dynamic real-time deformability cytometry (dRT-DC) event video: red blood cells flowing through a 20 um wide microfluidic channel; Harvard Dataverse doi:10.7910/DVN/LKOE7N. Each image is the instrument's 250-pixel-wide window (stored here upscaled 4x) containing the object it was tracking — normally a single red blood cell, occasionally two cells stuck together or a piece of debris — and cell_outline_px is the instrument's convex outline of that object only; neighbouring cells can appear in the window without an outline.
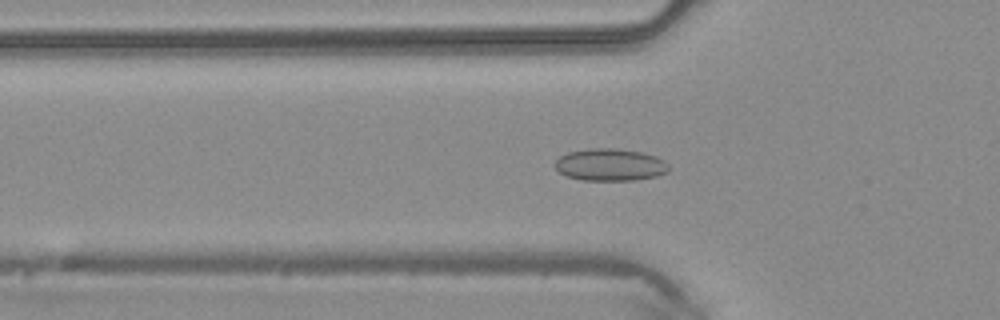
{"species": "common noctule bat (a hibernating species)", "species_latin": "Nyctalus noctula", "temperature_condition": "warm", "stored_images_in_passage": 47, "camera_frame_rate_fps": 3000, "um_per_image_px": 0.085, "animal": {"sex": "male", "body_mass_g": 20.4}, "frame": {"image": 1, "passage_image": 15, "time_ms": 4.667, "image_size_px": [1000, 320], "cell_outline_px": [[668, 172], [656, 176], [636, 180], [580, 180], [568, 176], [560, 172], [552, 164], [560, 156], [568, 152], [588, 148], [616, 148], [644, 152], [656, 156], [664, 160], [668, 164]], "centroid_in_image_um": [51.86, 13.99], "position_along_channel_um": 73.9, "area_um2": 21.56}}
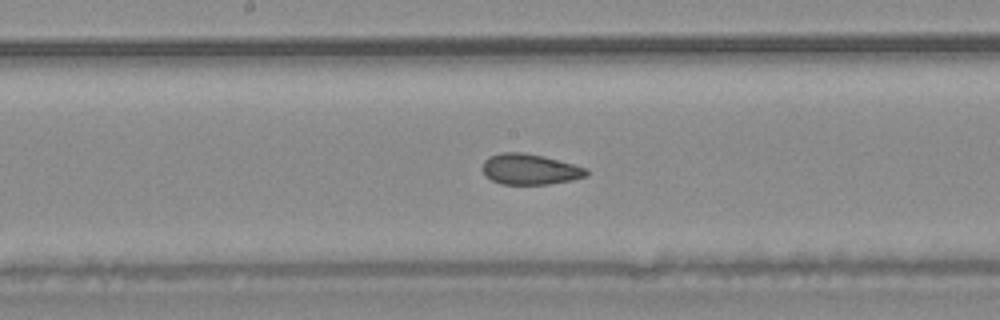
{"frame": {"image": 2, "passage_image": 24, "time_ms": 7.667, "image_size_px": [1000, 320], "cell_outline_px": [[588, 176], [572, 180], [548, 184], [500, 184], [492, 180], [480, 168], [484, 160], [488, 156], [500, 152], [524, 152], [544, 156], [588, 168]], "centroid_in_image_um": [45.03, 14.37], "position_along_channel_um": 203.2, "area_um2": 18.79}}
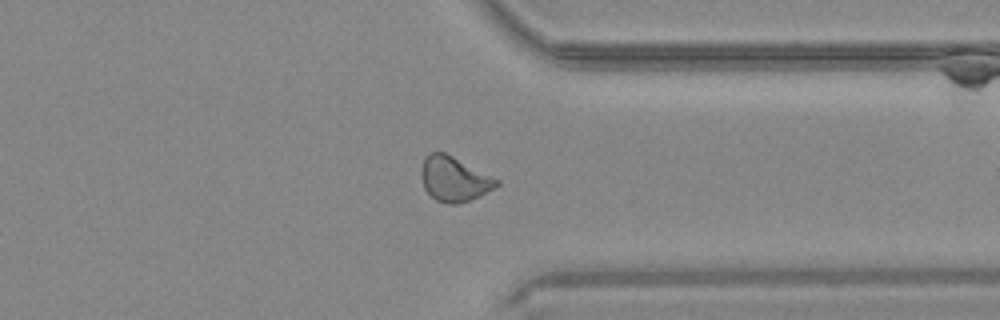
{"frame": {"image": 3, "passage_image": 36, "time_ms": 11.667, "image_size_px": [1000, 320], "cell_outline_px": [[500, 184], [480, 196], [456, 204], [448, 204], [436, 200], [424, 188], [420, 172], [424, 156], [432, 152], [444, 152], [500, 180]], "centroid_in_image_um": [38.58, 15.21], "position_along_channel_um": 372.8, "area_um2": 19.48}}